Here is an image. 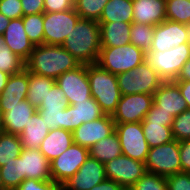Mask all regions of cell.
Here are the masks:
<instances>
[{"mask_svg":"<svg viewBox=\"0 0 190 190\" xmlns=\"http://www.w3.org/2000/svg\"><path fill=\"white\" fill-rule=\"evenodd\" d=\"M25 69L33 74L57 79L63 73L76 69L81 64L62 46L36 45Z\"/></svg>","mask_w":190,"mask_h":190,"instance_id":"obj_1","label":"cell"},{"mask_svg":"<svg viewBox=\"0 0 190 190\" xmlns=\"http://www.w3.org/2000/svg\"><path fill=\"white\" fill-rule=\"evenodd\" d=\"M80 64L96 63L101 50L98 21L79 18L62 44Z\"/></svg>","mask_w":190,"mask_h":190,"instance_id":"obj_2","label":"cell"},{"mask_svg":"<svg viewBox=\"0 0 190 190\" xmlns=\"http://www.w3.org/2000/svg\"><path fill=\"white\" fill-rule=\"evenodd\" d=\"M87 75L92 98L105 115L112 116L121 98L117 76L97 63L87 65Z\"/></svg>","mask_w":190,"mask_h":190,"instance_id":"obj_3","label":"cell"},{"mask_svg":"<svg viewBox=\"0 0 190 190\" xmlns=\"http://www.w3.org/2000/svg\"><path fill=\"white\" fill-rule=\"evenodd\" d=\"M145 61V52L129 43L121 47H101L97 64L112 74L129 72Z\"/></svg>","mask_w":190,"mask_h":190,"instance_id":"obj_4","label":"cell"},{"mask_svg":"<svg viewBox=\"0 0 190 190\" xmlns=\"http://www.w3.org/2000/svg\"><path fill=\"white\" fill-rule=\"evenodd\" d=\"M121 95L151 94L161 86L164 80L146 61L129 72L117 74Z\"/></svg>","mask_w":190,"mask_h":190,"instance_id":"obj_5","label":"cell"},{"mask_svg":"<svg viewBox=\"0 0 190 190\" xmlns=\"http://www.w3.org/2000/svg\"><path fill=\"white\" fill-rule=\"evenodd\" d=\"M189 58V43H183L164 52L148 51L145 53V61L164 81H175Z\"/></svg>","mask_w":190,"mask_h":190,"instance_id":"obj_6","label":"cell"},{"mask_svg":"<svg viewBox=\"0 0 190 190\" xmlns=\"http://www.w3.org/2000/svg\"><path fill=\"white\" fill-rule=\"evenodd\" d=\"M147 172L168 177L182 172L179 141L173 140L149 149L145 162Z\"/></svg>","mask_w":190,"mask_h":190,"instance_id":"obj_7","label":"cell"},{"mask_svg":"<svg viewBox=\"0 0 190 190\" xmlns=\"http://www.w3.org/2000/svg\"><path fill=\"white\" fill-rule=\"evenodd\" d=\"M79 18L75 8L67 11L44 12V44L62 46L67 36L74 30Z\"/></svg>","mask_w":190,"mask_h":190,"instance_id":"obj_8","label":"cell"},{"mask_svg":"<svg viewBox=\"0 0 190 190\" xmlns=\"http://www.w3.org/2000/svg\"><path fill=\"white\" fill-rule=\"evenodd\" d=\"M122 154L140 162H146L149 145L144 137L141 122L115 124Z\"/></svg>","mask_w":190,"mask_h":190,"instance_id":"obj_9","label":"cell"},{"mask_svg":"<svg viewBox=\"0 0 190 190\" xmlns=\"http://www.w3.org/2000/svg\"><path fill=\"white\" fill-rule=\"evenodd\" d=\"M89 156L88 148L73 143L60 156L50 162L52 180L62 186L79 170Z\"/></svg>","mask_w":190,"mask_h":190,"instance_id":"obj_10","label":"cell"},{"mask_svg":"<svg viewBox=\"0 0 190 190\" xmlns=\"http://www.w3.org/2000/svg\"><path fill=\"white\" fill-rule=\"evenodd\" d=\"M147 173L144 162L120 155L105 163V175L120 184L124 189H130Z\"/></svg>","mask_w":190,"mask_h":190,"instance_id":"obj_11","label":"cell"},{"mask_svg":"<svg viewBox=\"0 0 190 190\" xmlns=\"http://www.w3.org/2000/svg\"><path fill=\"white\" fill-rule=\"evenodd\" d=\"M152 105L151 94L121 95L112 119L115 124L142 122Z\"/></svg>","mask_w":190,"mask_h":190,"instance_id":"obj_12","label":"cell"},{"mask_svg":"<svg viewBox=\"0 0 190 190\" xmlns=\"http://www.w3.org/2000/svg\"><path fill=\"white\" fill-rule=\"evenodd\" d=\"M55 83L65 92L69 105L88 101L92 97L85 64L63 73L55 80Z\"/></svg>","mask_w":190,"mask_h":190,"instance_id":"obj_13","label":"cell"},{"mask_svg":"<svg viewBox=\"0 0 190 190\" xmlns=\"http://www.w3.org/2000/svg\"><path fill=\"white\" fill-rule=\"evenodd\" d=\"M115 131V122L111 115L81 124L72 132L74 144L90 148Z\"/></svg>","mask_w":190,"mask_h":190,"instance_id":"obj_14","label":"cell"},{"mask_svg":"<svg viewBox=\"0 0 190 190\" xmlns=\"http://www.w3.org/2000/svg\"><path fill=\"white\" fill-rule=\"evenodd\" d=\"M105 179V164L89 156L79 170L61 186V190H90Z\"/></svg>","mask_w":190,"mask_h":190,"instance_id":"obj_15","label":"cell"},{"mask_svg":"<svg viewBox=\"0 0 190 190\" xmlns=\"http://www.w3.org/2000/svg\"><path fill=\"white\" fill-rule=\"evenodd\" d=\"M183 43H188L186 24L165 20L154 26L150 51L164 52Z\"/></svg>","mask_w":190,"mask_h":190,"instance_id":"obj_16","label":"cell"},{"mask_svg":"<svg viewBox=\"0 0 190 190\" xmlns=\"http://www.w3.org/2000/svg\"><path fill=\"white\" fill-rule=\"evenodd\" d=\"M63 129L73 132L81 124L103 117L100 105L91 97L88 101L68 105L63 110Z\"/></svg>","mask_w":190,"mask_h":190,"instance_id":"obj_17","label":"cell"},{"mask_svg":"<svg viewBox=\"0 0 190 190\" xmlns=\"http://www.w3.org/2000/svg\"><path fill=\"white\" fill-rule=\"evenodd\" d=\"M153 103L173 117L188 109L178 85L174 81H164L153 94Z\"/></svg>","mask_w":190,"mask_h":190,"instance_id":"obj_18","label":"cell"},{"mask_svg":"<svg viewBox=\"0 0 190 190\" xmlns=\"http://www.w3.org/2000/svg\"><path fill=\"white\" fill-rule=\"evenodd\" d=\"M6 45L25 62L29 59L34 45L24 29L22 18L11 19L3 34Z\"/></svg>","mask_w":190,"mask_h":190,"instance_id":"obj_19","label":"cell"},{"mask_svg":"<svg viewBox=\"0 0 190 190\" xmlns=\"http://www.w3.org/2000/svg\"><path fill=\"white\" fill-rule=\"evenodd\" d=\"M20 157L22 158L23 177L25 179L52 180L50 162L38 148H23Z\"/></svg>","mask_w":190,"mask_h":190,"instance_id":"obj_20","label":"cell"},{"mask_svg":"<svg viewBox=\"0 0 190 190\" xmlns=\"http://www.w3.org/2000/svg\"><path fill=\"white\" fill-rule=\"evenodd\" d=\"M37 112L27 99L14 106H6V112L2 114L3 131L9 134L20 135L29 122V119Z\"/></svg>","mask_w":190,"mask_h":190,"instance_id":"obj_21","label":"cell"},{"mask_svg":"<svg viewBox=\"0 0 190 190\" xmlns=\"http://www.w3.org/2000/svg\"><path fill=\"white\" fill-rule=\"evenodd\" d=\"M133 22L156 26L166 20V0H132Z\"/></svg>","mask_w":190,"mask_h":190,"instance_id":"obj_22","label":"cell"},{"mask_svg":"<svg viewBox=\"0 0 190 190\" xmlns=\"http://www.w3.org/2000/svg\"><path fill=\"white\" fill-rule=\"evenodd\" d=\"M29 72L24 69L22 72L10 75L7 84L0 94L1 113L6 112V106H14L26 99L28 91Z\"/></svg>","mask_w":190,"mask_h":190,"instance_id":"obj_23","label":"cell"},{"mask_svg":"<svg viewBox=\"0 0 190 190\" xmlns=\"http://www.w3.org/2000/svg\"><path fill=\"white\" fill-rule=\"evenodd\" d=\"M73 143L71 131L56 128L49 130L48 135L42 140L38 149L51 162L66 151Z\"/></svg>","mask_w":190,"mask_h":190,"instance_id":"obj_24","label":"cell"},{"mask_svg":"<svg viewBox=\"0 0 190 190\" xmlns=\"http://www.w3.org/2000/svg\"><path fill=\"white\" fill-rule=\"evenodd\" d=\"M100 25L101 47H121L130 43L132 23L98 22Z\"/></svg>","mask_w":190,"mask_h":190,"instance_id":"obj_25","label":"cell"},{"mask_svg":"<svg viewBox=\"0 0 190 190\" xmlns=\"http://www.w3.org/2000/svg\"><path fill=\"white\" fill-rule=\"evenodd\" d=\"M49 128L46 122L37 111L25 125L22 133L19 135L22 148H39L42 140L48 135Z\"/></svg>","mask_w":190,"mask_h":190,"instance_id":"obj_26","label":"cell"},{"mask_svg":"<svg viewBox=\"0 0 190 190\" xmlns=\"http://www.w3.org/2000/svg\"><path fill=\"white\" fill-rule=\"evenodd\" d=\"M133 22L132 0H109L98 22Z\"/></svg>","mask_w":190,"mask_h":190,"instance_id":"obj_27","label":"cell"},{"mask_svg":"<svg viewBox=\"0 0 190 190\" xmlns=\"http://www.w3.org/2000/svg\"><path fill=\"white\" fill-rule=\"evenodd\" d=\"M91 158L97 159L102 164L122 155L120 140L114 131L108 137L100 140L89 148Z\"/></svg>","mask_w":190,"mask_h":190,"instance_id":"obj_28","label":"cell"},{"mask_svg":"<svg viewBox=\"0 0 190 190\" xmlns=\"http://www.w3.org/2000/svg\"><path fill=\"white\" fill-rule=\"evenodd\" d=\"M55 83V79L40 76L29 72L28 91L26 99L28 102L39 109L48 91Z\"/></svg>","mask_w":190,"mask_h":190,"instance_id":"obj_29","label":"cell"},{"mask_svg":"<svg viewBox=\"0 0 190 190\" xmlns=\"http://www.w3.org/2000/svg\"><path fill=\"white\" fill-rule=\"evenodd\" d=\"M2 190H16L25 180L23 177L22 158L19 156L0 167Z\"/></svg>","mask_w":190,"mask_h":190,"instance_id":"obj_30","label":"cell"},{"mask_svg":"<svg viewBox=\"0 0 190 190\" xmlns=\"http://www.w3.org/2000/svg\"><path fill=\"white\" fill-rule=\"evenodd\" d=\"M144 137L149 148L157 147L174 140L172 126H162L157 123H141Z\"/></svg>","mask_w":190,"mask_h":190,"instance_id":"obj_31","label":"cell"},{"mask_svg":"<svg viewBox=\"0 0 190 190\" xmlns=\"http://www.w3.org/2000/svg\"><path fill=\"white\" fill-rule=\"evenodd\" d=\"M22 149L19 135L0 133V167L19 157Z\"/></svg>","mask_w":190,"mask_h":190,"instance_id":"obj_32","label":"cell"},{"mask_svg":"<svg viewBox=\"0 0 190 190\" xmlns=\"http://www.w3.org/2000/svg\"><path fill=\"white\" fill-rule=\"evenodd\" d=\"M25 61L14 54L0 35V71L9 75L17 74L25 69Z\"/></svg>","mask_w":190,"mask_h":190,"instance_id":"obj_33","label":"cell"},{"mask_svg":"<svg viewBox=\"0 0 190 190\" xmlns=\"http://www.w3.org/2000/svg\"><path fill=\"white\" fill-rule=\"evenodd\" d=\"M154 26L132 22L130 43L141 48L145 53L151 50Z\"/></svg>","mask_w":190,"mask_h":190,"instance_id":"obj_34","label":"cell"},{"mask_svg":"<svg viewBox=\"0 0 190 190\" xmlns=\"http://www.w3.org/2000/svg\"><path fill=\"white\" fill-rule=\"evenodd\" d=\"M24 29L31 43L44 44L43 13L23 16Z\"/></svg>","mask_w":190,"mask_h":190,"instance_id":"obj_35","label":"cell"},{"mask_svg":"<svg viewBox=\"0 0 190 190\" xmlns=\"http://www.w3.org/2000/svg\"><path fill=\"white\" fill-rule=\"evenodd\" d=\"M109 0H76L74 8L80 18L99 21L104 6Z\"/></svg>","mask_w":190,"mask_h":190,"instance_id":"obj_36","label":"cell"},{"mask_svg":"<svg viewBox=\"0 0 190 190\" xmlns=\"http://www.w3.org/2000/svg\"><path fill=\"white\" fill-rule=\"evenodd\" d=\"M166 20L189 24L190 0H166Z\"/></svg>","mask_w":190,"mask_h":190,"instance_id":"obj_37","label":"cell"},{"mask_svg":"<svg viewBox=\"0 0 190 190\" xmlns=\"http://www.w3.org/2000/svg\"><path fill=\"white\" fill-rule=\"evenodd\" d=\"M130 190H168L166 177L147 172Z\"/></svg>","mask_w":190,"mask_h":190,"instance_id":"obj_38","label":"cell"},{"mask_svg":"<svg viewBox=\"0 0 190 190\" xmlns=\"http://www.w3.org/2000/svg\"><path fill=\"white\" fill-rule=\"evenodd\" d=\"M171 129L174 140L182 141L190 139V109L174 117Z\"/></svg>","mask_w":190,"mask_h":190,"instance_id":"obj_39","label":"cell"},{"mask_svg":"<svg viewBox=\"0 0 190 190\" xmlns=\"http://www.w3.org/2000/svg\"><path fill=\"white\" fill-rule=\"evenodd\" d=\"M66 108H39L37 111L40 116L46 122L49 130H53L56 128L63 129L64 124V114L63 110Z\"/></svg>","mask_w":190,"mask_h":190,"instance_id":"obj_40","label":"cell"},{"mask_svg":"<svg viewBox=\"0 0 190 190\" xmlns=\"http://www.w3.org/2000/svg\"><path fill=\"white\" fill-rule=\"evenodd\" d=\"M68 101L65 98V92L61 90L56 83L48 91L40 108H67Z\"/></svg>","mask_w":190,"mask_h":190,"instance_id":"obj_41","label":"cell"},{"mask_svg":"<svg viewBox=\"0 0 190 190\" xmlns=\"http://www.w3.org/2000/svg\"><path fill=\"white\" fill-rule=\"evenodd\" d=\"M173 119L174 117L170 113L159 110L153 103L145 119L141 123H157L162 124V126H172Z\"/></svg>","mask_w":190,"mask_h":190,"instance_id":"obj_42","label":"cell"},{"mask_svg":"<svg viewBox=\"0 0 190 190\" xmlns=\"http://www.w3.org/2000/svg\"><path fill=\"white\" fill-rule=\"evenodd\" d=\"M16 190H61V186L53 180L25 179Z\"/></svg>","mask_w":190,"mask_h":190,"instance_id":"obj_43","label":"cell"},{"mask_svg":"<svg viewBox=\"0 0 190 190\" xmlns=\"http://www.w3.org/2000/svg\"><path fill=\"white\" fill-rule=\"evenodd\" d=\"M0 13L10 20L22 18L21 0H0Z\"/></svg>","mask_w":190,"mask_h":190,"instance_id":"obj_44","label":"cell"},{"mask_svg":"<svg viewBox=\"0 0 190 190\" xmlns=\"http://www.w3.org/2000/svg\"><path fill=\"white\" fill-rule=\"evenodd\" d=\"M168 190H190V176L187 172H180L166 177Z\"/></svg>","mask_w":190,"mask_h":190,"instance_id":"obj_45","label":"cell"},{"mask_svg":"<svg viewBox=\"0 0 190 190\" xmlns=\"http://www.w3.org/2000/svg\"><path fill=\"white\" fill-rule=\"evenodd\" d=\"M74 9L73 0H44V12H59Z\"/></svg>","mask_w":190,"mask_h":190,"instance_id":"obj_46","label":"cell"},{"mask_svg":"<svg viewBox=\"0 0 190 190\" xmlns=\"http://www.w3.org/2000/svg\"><path fill=\"white\" fill-rule=\"evenodd\" d=\"M179 156L182 172H190V139L179 141Z\"/></svg>","mask_w":190,"mask_h":190,"instance_id":"obj_47","label":"cell"},{"mask_svg":"<svg viewBox=\"0 0 190 190\" xmlns=\"http://www.w3.org/2000/svg\"><path fill=\"white\" fill-rule=\"evenodd\" d=\"M23 15L44 13V0H21Z\"/></svg>","mask_w":190,"mask_h":190,"instance_id":"obj_48","label":"cell"},{"mask_svg":"<svg viewBox=\"0 0 190 190\" xmlns=\"http://www.w3.org/2000/svg\"><path fill=\"white\" fill-rule=\"evenodd\" d=\"M90 190H125V189L117 182L106 178L104 181H102L100 184H97Z\"/></svg>","mask_w":190,"mask_h":190,"instance_id":"obj_49","label":"cell"},{"mask_svg":"<svg viewBox=\"0 0 190 190\" xmlns=\"http://www.w3.org/2000/svg\"><path fill=\"white\" fill-rule=\"evenodd\" d=\"M181 92V95L183 96L188 109H190V81H174Z\"/></svg>","mask_w":190,"mask_h":190,"instance_id":"obj_50","label":"cell"},{"mask_svg":"<svg viewBox=\"0 0 190 190\" xmlns=\"http://www.w3.org/2000/svg\"><path fill=\"white\" fill-rule=\"evenodd\" d=\"M175 81H190V58L183 65Z\"/></svg>","mask_w":190,"mask_h":190,"instance_id":"obj_51","label":"cell"},{"mask_svg":"<svg viewBox=\"0 0 190 190\" xmlns=\"http://www.w3.org/2000/svg\"><path fill=\"white\" fill-rule=\"evenodd\" d=\"M10 19L5 17L2 13H0V35H3L5 29L9 25Z\"/></svg>","mask_w":190,"mask_h":190,"instance_id":"obj_52","label":"cell"},{"mask_svg":"<svg viewBox=\"0 0 190 190\" xmlns=\"http://www.w3.org/2000/svg\"><path fill=\"white\" fill-rule=\"evenodd\" d=\"M10 75L6 72L0 71V94L4 90Z\"/></svg>","mask_w":190,"mask_h":190,"instance_id":"obj_53","label":"cell"},{"mask_svg":"<svg viewBox=\"0 0 190 190\" xmlns=\"http://www.w3.org/2000/svg\"><path fill=\"white\" fill-rule=\"evenodd\" d=\"M186 31H187L188 43L190 44V23L186 24Z\"/></svg>","mask_w":190,"mask_h":190,"instance_id":"obj_54","label":"cell"},{"mask_svg":"<svg viewBox=\"0 0 190 190\" xmlns=\"http://www.w3.org/2000/svg\"><path fill=\"white\" fill-rule=\"evenodd\" d=\"M4 132L3 131V125H2V113H1V110H0V133Z\"/></svg>","mask_w":190,"mask_h":190,"instance_id":"obj_55","label":"cell"},{"mask_svg":"<svg viewBox=\"0 0 190 190\" xmlns=\"http://www.w3.org/2000/svg\"><path fill=\"white\" fill-rule=\"evenodd\" d=\"M0 190H2V181H1V175H0Z\"/></svg>","mask_w":190,"mask_h":190,"instance_id":"obj_56","label":"cell"}]
</instances>
